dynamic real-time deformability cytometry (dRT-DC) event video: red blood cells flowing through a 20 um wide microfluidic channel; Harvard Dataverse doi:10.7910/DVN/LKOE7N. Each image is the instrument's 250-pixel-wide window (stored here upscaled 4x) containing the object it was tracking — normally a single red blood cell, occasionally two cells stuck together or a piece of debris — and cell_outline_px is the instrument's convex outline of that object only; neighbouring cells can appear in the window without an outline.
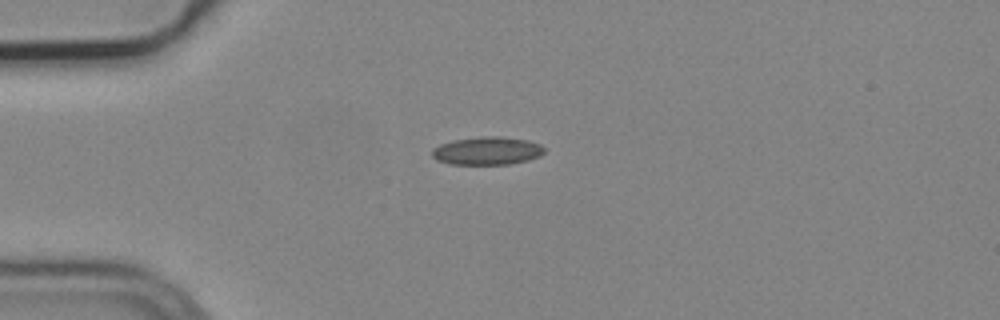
{"species": "common noctule bat (a hibernating species)", "species_latin": "Nyctalus noctula", "temperature_condition": "cold", "stored_images_in_passage": 7, "camera_frame_rate_fps": 3000, "um_per_image_px": 0.085, "animal": {"sex": "male", "body_mass_g": 19.2, "forearm_length_mm": 51.8}, "frame": {"image": 1, "passage_image": 1, "time_ms": 0.0, "image_size_px": [1000, 320], "cell_outline_px": [[544, 152], [540, 156], [528, 160], [508, 164], [448, 164], [436, 160], [432, 156], [432, 148], [440, 144], [452, 140], [480, 136], [496, 136], [528, 140], [540, 144], [544, 148]], "centroid_in_image_um": [41.38, 12.81], "position_along_channel_um": 43.6, "area_um2": 18.44}}
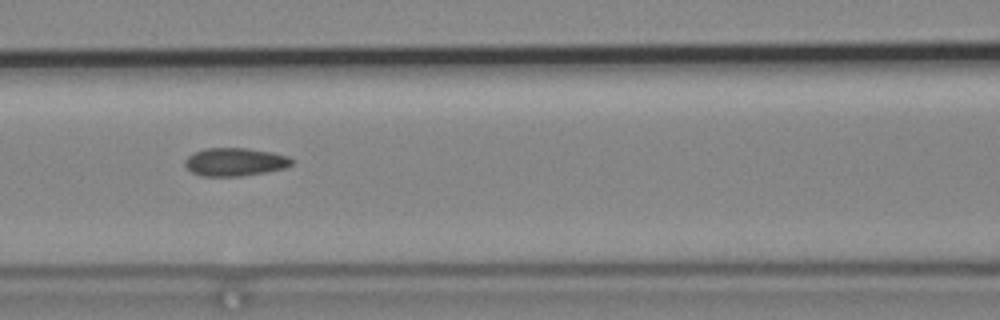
{"frame": {"image": 2, "passage_image": 4, "time_ms": 1.0, "image_size_px": [1000, 320], "cell_outline_px": [[292, 164], [284, 168], [264, 172], [240, 176], [200, 176], [192, 172], [184, 164], [184, 160], [192, 152], [204, 148], [248, 148], [272, 152], [288, 156], [292, 160]], "centroid_in_image_um": [19.93, 13.75], "position_along_channel_um": 146.7, "area_um2": 17.51}}
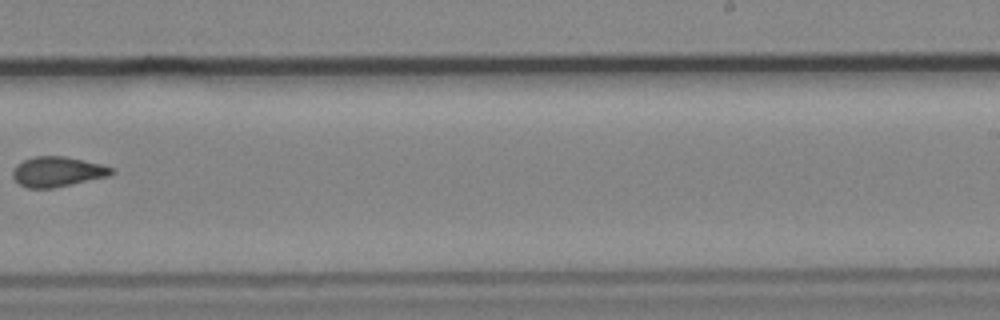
{"frame": {"image": 3, "passage_image": 7, "time_ms": 2.0, "image_size_px": [1000, 320], "cell_outline_px": [[116, 172], [108, 176], [52, 188], [28, 188], [20, 184], [12, 176], [12, 172], [16, 164], [24, 160], [36, 156], [64, 156], [84, 160], [100, 164], [112, 168]], "centroid_in_image_um": [4.87, 14.59], "position_along_channel_um": 284.1, "area_um2": 17.11}}